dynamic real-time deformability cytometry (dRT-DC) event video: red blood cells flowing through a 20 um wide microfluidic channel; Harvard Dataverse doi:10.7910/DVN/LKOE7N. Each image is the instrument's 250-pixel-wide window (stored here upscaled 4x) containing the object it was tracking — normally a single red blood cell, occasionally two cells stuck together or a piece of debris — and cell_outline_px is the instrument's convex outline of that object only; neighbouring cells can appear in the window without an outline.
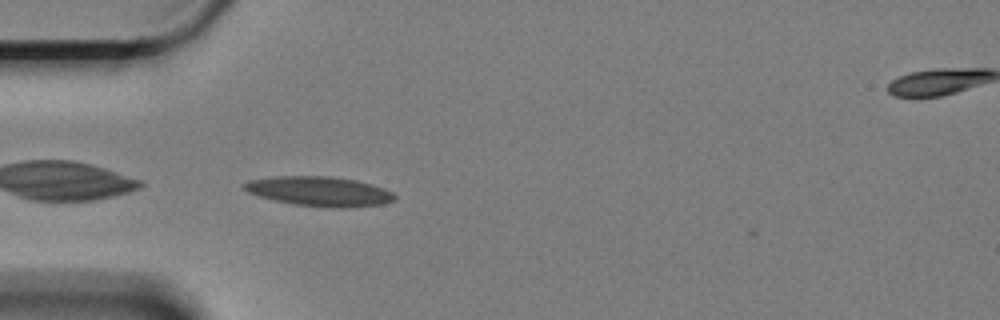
{"species": "Egyptian fruit bat (a non-hibernating species)", "species_latin": "Rousettus aegyptiacus", "temperature_condition": "cold", "stored_images_in_passage": 43, "camera_frame_rate_fps": 3000, "um_per_image_px": 0.085, "animal": {"sex": "female"}, "frame": {"image": 1, "passage_image": 1, "time_ms": 0.0, "image_size_px": [1000, 320], "cell_outline_px": [[396, 196], [392, 200], [380, 204], [340, 208], [332, 208], [296, 204], [276, 200], [260, 196], [248, 192], [244, 188], [244, 184], [248, 180], [276, 176], [332, 176], [356, 180], [372, 184], [384, 188], [392, 192]], "centroid_in_image_um": [27.15, 16.25], "position_along_channel_um": 57.8, "area_um2": 25.66}}
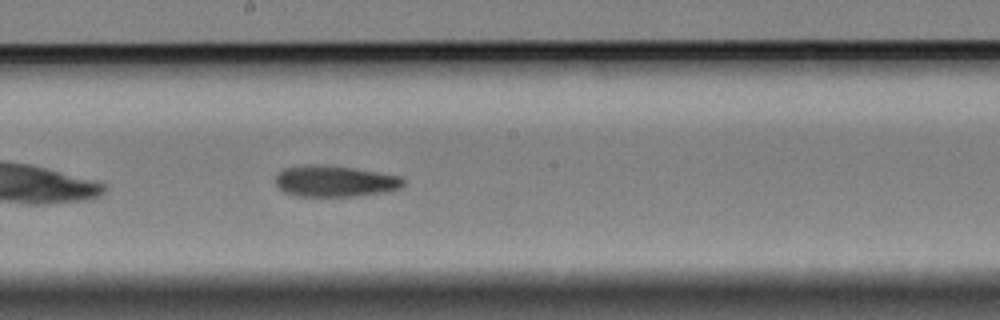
{"frame": {"image": 2, "passage_image": 16, "time_ms": 5.0, "image_size_px": [1000, 320], "cell_outline_px": [[404, 184], [400, 188], [388, 192], [356, 196], [296, 196], [284, 192], [276, 184], [276, 176], [284, 168], [304, 164], [316, 164], [352, 168], [400, 176], [404, 180]], "centroid_in_image_um": [28.46, 15.4], "position_along_channel_um": 219.7, "area_um2": 23.24}}
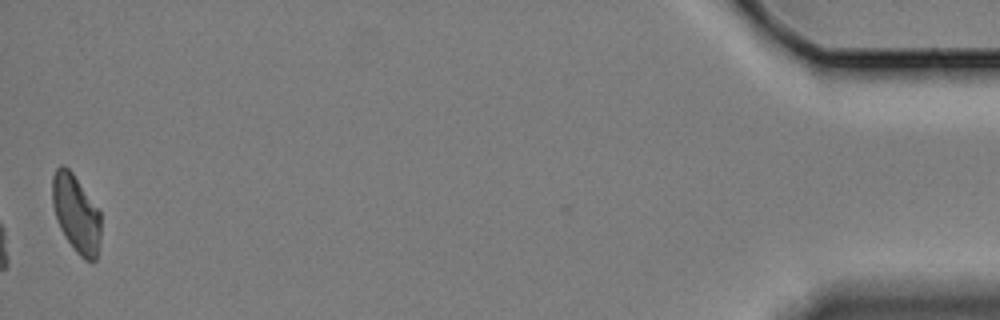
{"frame": {"image": 3, "passage_image": 43, "time_ms": 14.0, "image_size_px": [1000, 320], "cell_outline_px": [[100, 240], [96, 260], [92, 264], [84, 260], [72, 248], [64, 236], [60, 228], [52, 204], [52, 176], [56, 168], [60, 164], [64, 164], [72, 172], [100, 212]], "centroid_in_image_um": [6.46, 18.19], "position_along_channel_um": 428.7, "area_um2": 22.08}, "authors_computed_cell_mechanics": {"area_um2": 23.2934, "velocity_mm_per_s": 3.3165, "shape_relaxation_time_tau1_ms": 8.7188, "shape_relaxation_time_tau2_ms": 10.0856, "deformation_change_tau1": 0.183, "deformation_change_tau2": 0.1836}}